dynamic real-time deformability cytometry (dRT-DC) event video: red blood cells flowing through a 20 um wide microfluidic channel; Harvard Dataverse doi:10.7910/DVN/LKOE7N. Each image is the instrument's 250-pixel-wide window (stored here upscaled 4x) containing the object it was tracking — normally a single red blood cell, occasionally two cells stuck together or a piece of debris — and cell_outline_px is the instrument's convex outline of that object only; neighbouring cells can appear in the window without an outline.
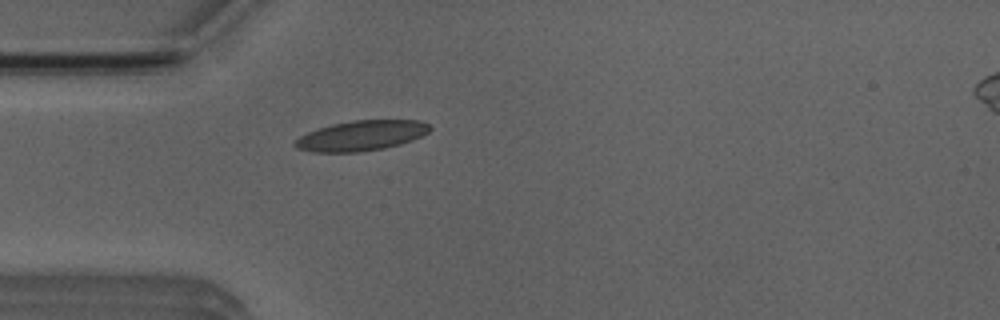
{"species": "Egyptian fruit bat (a non-hibernating species)", "species_latin": "Rousettus aegyptiacus", "temperature_condition": "room temperature", "stored_images_in_passage": 1, "camera_frame_rate_fps": 3000, "um_per_image_px": 0.085, "animal": {"sex": "male"}, "frame": {"image": 1, "passage_image": 1, "time_ms": 0.0, "image_size_px": [1000, 320], "cell_outline_px": [[432, 128], [428, 132], [412, 140], [400, 144], [384, 148], [360, 152], [312, 152], [296, 148], [292, 144], [300, 136], [308, 132], [332, 124], [352, 120], [416, 120], [428, 124]], "centroid_in_image_um": [30.69, 11.53], "position_along_channel_um": 54.3, "area_um2": 23.58}}